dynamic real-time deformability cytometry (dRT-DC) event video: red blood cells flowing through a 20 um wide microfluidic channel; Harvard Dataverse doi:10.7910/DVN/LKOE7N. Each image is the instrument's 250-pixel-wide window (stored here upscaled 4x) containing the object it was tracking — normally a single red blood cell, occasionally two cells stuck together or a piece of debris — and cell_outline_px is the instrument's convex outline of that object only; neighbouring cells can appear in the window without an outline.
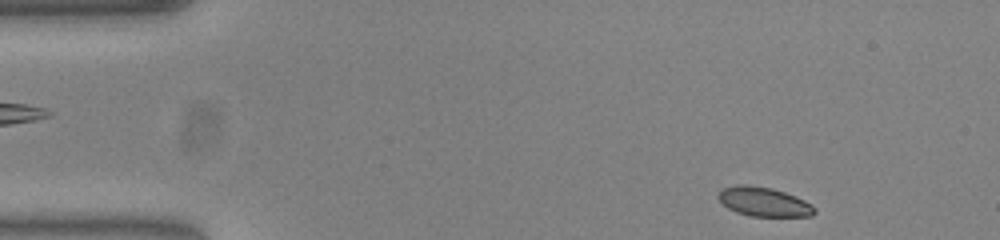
{"species": "common noctule bat (a hibernating species)", "species_latin": "Nyctalus noctula", "temperature_condition": "warm", "stored_images_in_passage": 50, "camera_frame_rate_fps": 3000, "um_per_image_px": 0.085, "animal": {"sex": "female", "body_mass_g": 23.0, "forearm_length_mm": 53.4}, "frame": {"image": 1, "passage_image": 3, "time_ms": 0.667, "image_size_px": [1000, 240], "cell_outline_px": [[816, 212], [812, 216], [752, 216], [736, 212], [728, 208], [716, 196], [724, 188], [736, 184], [748, 184], [772, 188], [796, 196], [812, 204], [816, 208]], "centroid_in_image_um": [64.95, 17.14], "position_along_channel_um": 20.1, "area_um2": 16.42}}
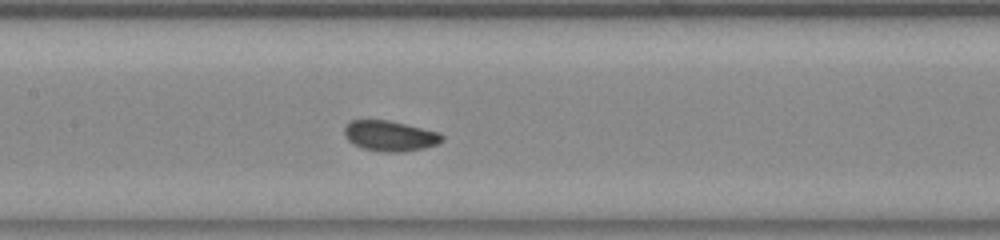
{"frame": {"image": 2, "passage_image": 22, "time_ms": 7.0, "image_size_px": [1000, 240], "cell_outline_px": [[444, 140], [436, 144], [424, 148], [404, 152], [380, 152], [364, 148], [352, 144], [344, 136], [344, 128], [352, 120], [388, 120], [440, 132], [444, 136]], "centroid_in_image_um": [33.15, 11.56], "position_along_channel_um": 174.2, "area_um2": 17.4}}
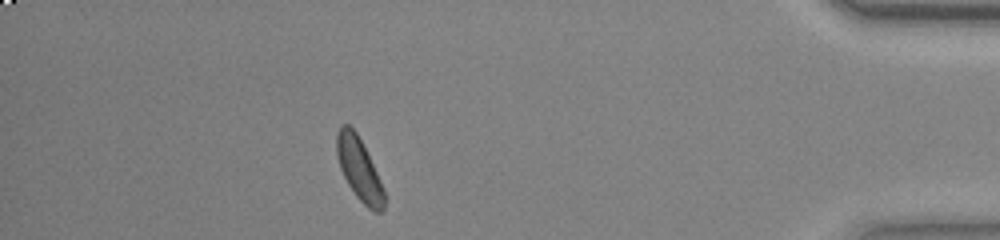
{"frame": {"image": 3, "passage_image": 44, "time_ms": 14.333, "image_size_px": [1000, 240], "cell_outline_px": [[384, 208], [380, 212], [376, 212], [368, 208], [356, 196], [348, 184], [340, 168], [336, 156], [336, 132], [340, 124], [348, 124], [356, 132], [380, 180], [384, 192]], "centroid_in_image_um": [30.48, 14.35], "position_along_channel_um": 404.7, "area_um2": 16.99}}